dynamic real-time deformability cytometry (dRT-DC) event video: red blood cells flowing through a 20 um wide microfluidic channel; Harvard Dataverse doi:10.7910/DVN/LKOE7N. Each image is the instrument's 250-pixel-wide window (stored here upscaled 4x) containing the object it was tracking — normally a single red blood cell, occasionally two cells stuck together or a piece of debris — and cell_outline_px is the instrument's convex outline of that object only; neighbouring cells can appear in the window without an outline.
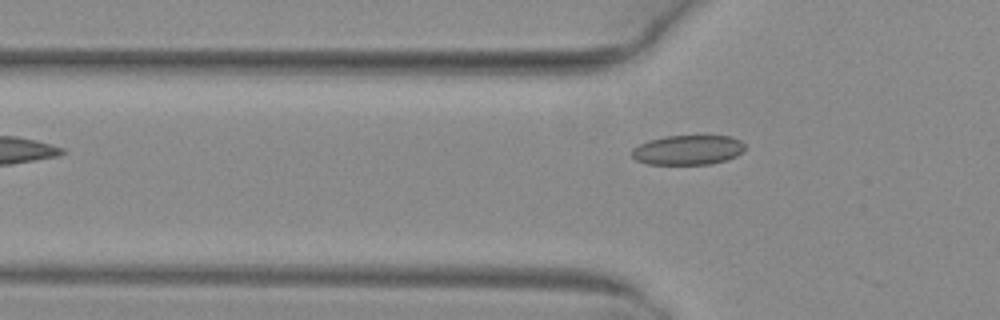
{"species": "common noctule bat (a hibernating species)", "species_latin": "Nyctalus noctula", "temperature_condition": "warm", "stored_images_in_passage": 5, "camera_frame_rate_fps": 3000, "um_per_image_px": 0.085, "animal": {"sex": "female", "body_mass_g": 29.2, "forearm_length_mm": 56.3}, "frame": {"image": 1, "passage_image": 5, "time_ms": 1.333, "image_size_px": [1000, 320], "cell_outline_px": [[744, 152], [728, 160], [708, 164], [648, 164], [636, 160], [632, 156], [632, 148], [648, 140], [664, 136], [732, 136], [740, 140], [744, 144]], "centroid_in_image_um": [58.48, 12.74], "position_along_channel_um": 67.3, "area_um2": 19.65}}